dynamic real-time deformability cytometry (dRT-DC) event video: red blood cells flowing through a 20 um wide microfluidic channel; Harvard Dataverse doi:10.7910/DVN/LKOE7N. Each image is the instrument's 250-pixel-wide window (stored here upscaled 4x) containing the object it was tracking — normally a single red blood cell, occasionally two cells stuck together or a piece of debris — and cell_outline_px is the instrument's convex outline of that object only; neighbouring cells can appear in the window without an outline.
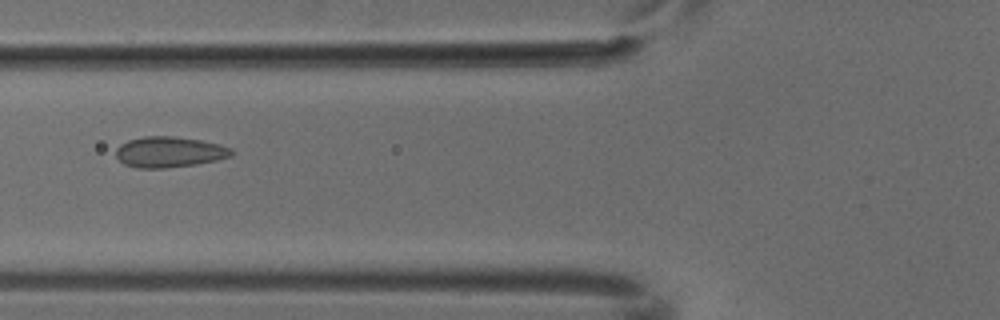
{"species": "common noctule bat (a hibernating species)", "species_latin": "Nyctalus noctula", "temperature_condition": "cold", "stored_images_in_passage": 3, "camera_frame_rate_fps": 3000, "um_per_image_px": 0.085, "animal": {"sex": "male", "body_mass_g": 18.8}, "frame": {"image": 1, "passage_image": 2, "time_ms": 0.333, "image_size_px": [1000, 320], "cell_outline_px": [[236, 152], [232, 156], [216, 160], [196, 164], [164, 168], [136, 168], [124, 164], [116, 156], [116, 148], [120, 144], [128, 140], [144, 136], [172, 136], [200, 140], [232, 148]], "centroid_in_image_um": [14.39, 12.92], "position_along_channel_um": 111.4, "area_um2": 20.69}}
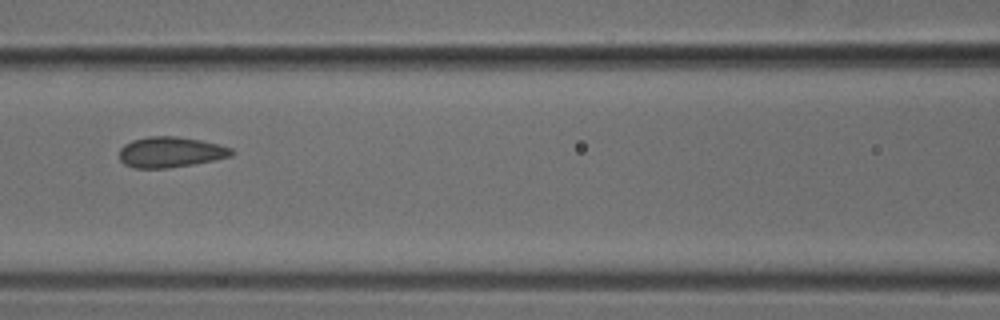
{"frame": {"image": 2, "passage_image": 3, "time_ms": 0.667, "image_size_px": [1000, 320], "cell_outline_px": [[236, 152], [232, 156], [216, 160], [168, 168], [132, 168], [124, 164], [120, 160], [120, 148], [124, 144], [132, 140], [148, 136], [176, 136], [200, 140], [232, 148]], "centroid_in_image_um": [14.49, 12.93], "position_along_channel_um": 152.1, "area_um2": 20.11}}